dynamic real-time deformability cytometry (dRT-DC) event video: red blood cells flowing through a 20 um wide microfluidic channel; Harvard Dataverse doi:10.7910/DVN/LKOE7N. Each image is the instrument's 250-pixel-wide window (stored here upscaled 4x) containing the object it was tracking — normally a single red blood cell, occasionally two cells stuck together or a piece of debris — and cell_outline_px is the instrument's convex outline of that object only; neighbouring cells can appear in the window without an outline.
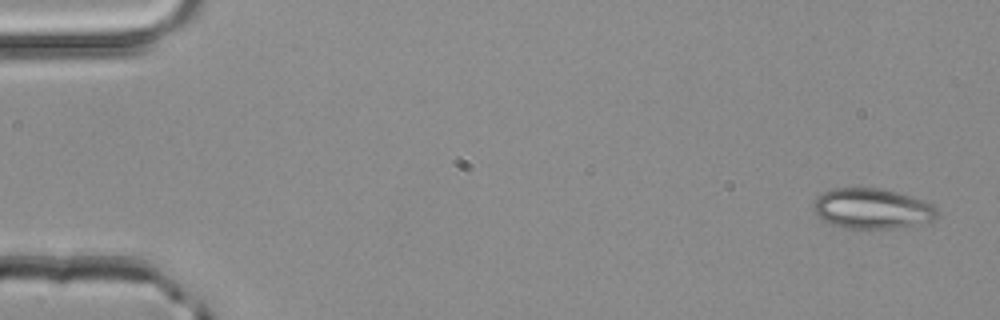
{"species": "common noctule bat (a hibernating species)", "species_latin": "Nyctalus noctula", "temperature_condition": "room temperature", "stored_images_in_passage": 3, "camera_frame_rate_fps": 3000, "um_per_image_px": 0.085, "animal": {"sex": "male", "body_mass_g": 20.4}, "frame": {"image": 1, "passage_image": 1, "time_ms": 0.0, "image_size_px": [1000, 320], "cell_outline_px": [[940, 212], [936, 220], [892, 228], [852, 228], [832, 224], [824, 220], [816, 212], [812, 204], [816, 196], [832, 188], [880, 188], [912, 196], [936, 204]], "centroid_in_image_um": [74.19, 17.71], "position_along_channel_um": 10.8, "area_um2": 29.07}}